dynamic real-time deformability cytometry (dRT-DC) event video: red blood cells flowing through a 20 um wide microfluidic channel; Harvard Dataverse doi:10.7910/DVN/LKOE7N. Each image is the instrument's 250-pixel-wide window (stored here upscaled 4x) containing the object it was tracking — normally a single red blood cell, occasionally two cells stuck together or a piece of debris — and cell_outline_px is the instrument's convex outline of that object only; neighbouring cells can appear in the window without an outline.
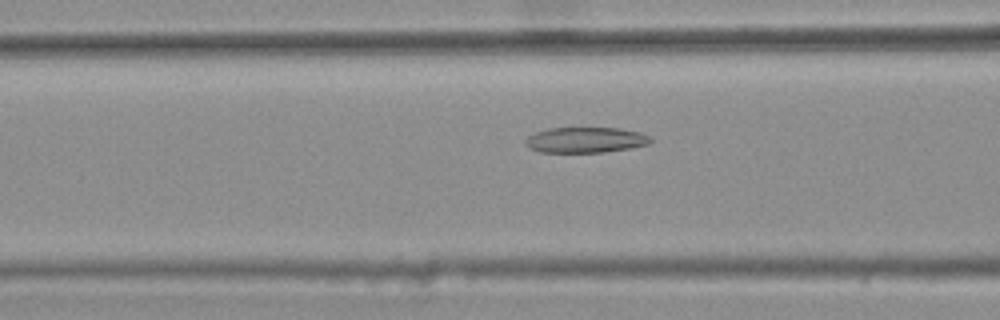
{"species": "common noctule bat (a hibernating species)", "species_latin": "Nyctalus noctula", "temperature_condition": "warm", "stored_images_in_passage": 37, "camera_frame_rate_fps": 3000, "um_per_image_px": 0.085, "animal": {"sex": "female", "body_mass_g": 25.1}, "frame": {"image": 1, "passage_image": 9, "time_ms": 2.667, "image_size_px": [1000, 320], "cell_outline_px": [[652, 140], [648, 144], [632, 148], [600, 152], [540, 152], [528, 148], [524, 144], [524, 140], [528, 136], [536, 132], [548, 128], [620, 128], [640, 132], [648, 136]], "centroid_in_image_um": [49.73, 11.89], "position_along_channel_um": 116.9, "area_um2": 18.67}}
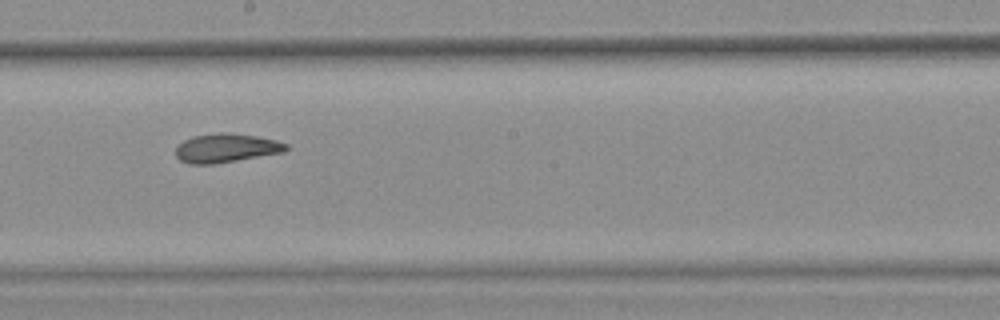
{"frame": {"image": 2, "passage_image": 18, "time_ms": 5.667, "image_size_px": [1000, 320], "cell_outline_px": [[288, 148], [284, 152], [212, 164], [188, 164], [180, 160], [176, 156], [176, 148], [184, 140], [192, 136], [220, 132], [228, 132], [256, 136], [276, 140], [288, 144]], "centroid_in_image_um": [19.21, 12.57], "position_along_channel_um": 229.0, "area_um2": 18.5}}
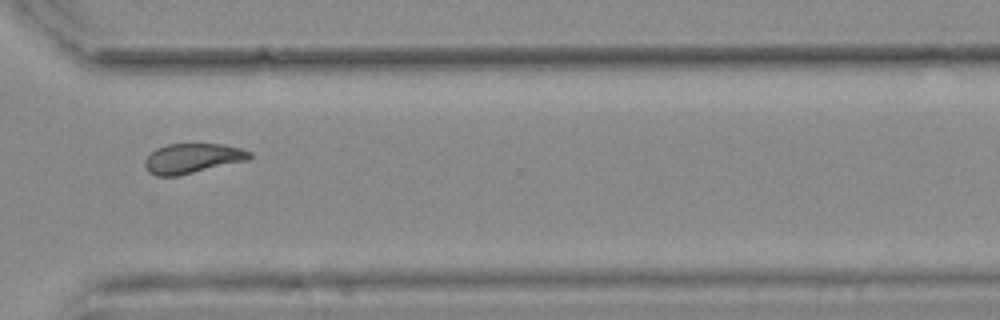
{"frame": {"image": 3, "passage_image": 28, "time_ms": 9.0, "image_size_px": [1000, 320], "cell_outline_px": [[252, 156], [248, 160], [176, 176], [156, 176], [148, 172], [144, 164], [144, 160], [156, 148], [168, 144], [224, 144], [240, 148], [252, 152]], "centroid_in_image_um": [16.35, 13.46], "position_along_channel_um": 354.2, "area_um2": 18.15}, "authors_computed_cell_mechanics": {"area_um2": 18.496, "velocity_mm_per_s": 3.7467, "shape_relaxation_time_tau1_ms": null, "shape_relaxation_time_tau2_ms": 3.2403, "deformation_change_tau1": null, "deformation_change_tau2": 0.098}}